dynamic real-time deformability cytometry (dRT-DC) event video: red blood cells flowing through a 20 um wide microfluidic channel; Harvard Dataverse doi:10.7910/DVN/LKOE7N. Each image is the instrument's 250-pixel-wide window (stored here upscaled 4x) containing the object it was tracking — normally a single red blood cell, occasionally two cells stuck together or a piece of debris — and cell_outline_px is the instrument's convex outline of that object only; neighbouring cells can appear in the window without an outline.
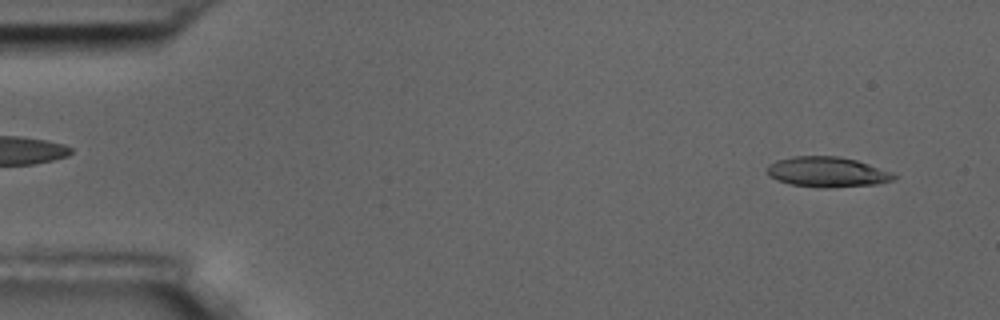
{"species": "common noctule bat (a hibernating species)", "species_latin": "Nyctalus noctula", "temperature_condition": "room temperature", "stored_images_in_passage": 54, "camera_frame_rate_fps": 3000, "um_per_image_px": 0.085, "animal": {"sex": "male", "body_mass_g": 17.5, "forearm_length_mm": 52.3}, "frame": {"image": 1, "passage_image": 3, "time_ms": 0.667, "image_size_px": [1000, 320], "cell_outline_px": [[896, 176], [892, 180], [876, 184], [828, 188], [824, 188], [788, 184], [776, 180], [768, 176], [768, 164], [776, 160], [792, 156], [836, 156], [856, 160], [892, 172]], "centroid_in_image_um": [70.26, 14.62], "position_along_channel_um": 14.7, "area_um2": 22.31}}
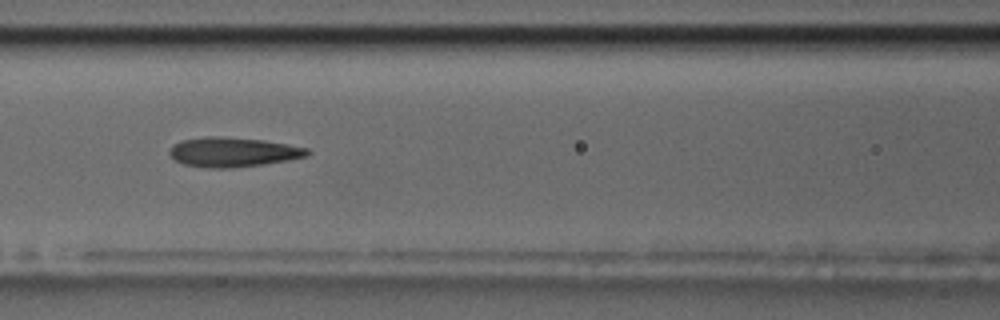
{"frame": {"image": 2, "passage_image": 23, "time_ms": 7.333, "image_size_px": [1000, 320], "cell_outline_px": [[312, 152], [308, 156], [288, 160], [260, 164], [228, 168], [208, 168], [184, 164], [176, 160], [168, 152], [172, 144], [184, 140], [208, 136], [220, 136], [264, 140], [288, 144], [308, 148]], "centroid_in_image_um": [19.83, 12.92], "position_along_channel_um": 146.8, "area_um2": 23.64}}
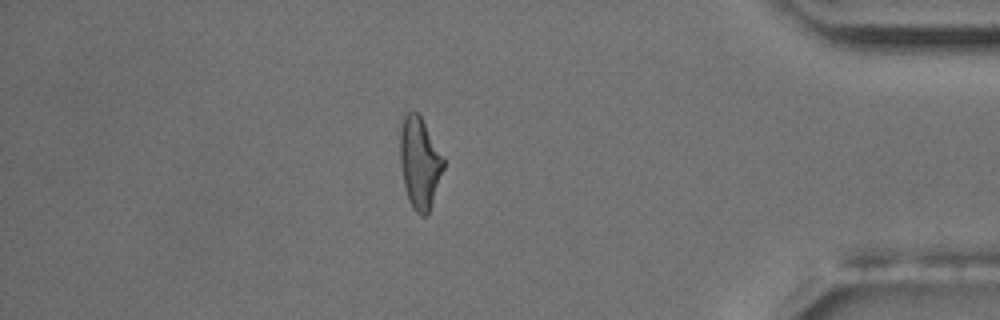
{"frame": {"image": 3, "passage_image": 47, "time_ms": 15.333, "image_size_px": [1000, 320], "cell_outline_px": [[444, 168], [428, 212], [424, 216], [420, 216], [412, 208], [408, 200], [404, 184], [400, 164], [400, 128], [404, 112], [416, 112], [420, 116], [444, 160]], "centroid_in_image_um": [35.63, 13.84], "position_along_channel_um": 399.6, "area_um2": 22.72}, "authors_computed_cell_mechanics": {"area_um2": 22.9755, "velocity_mm_per_s": 3.6156, "shape_relaxation_time_tau1_ms": 7.1247, "shape_relaxation_time_tau2_ms": 2.5948, "deformation_change_tau1": 0.2295, "deformation_change_tau2": 0.1406}}